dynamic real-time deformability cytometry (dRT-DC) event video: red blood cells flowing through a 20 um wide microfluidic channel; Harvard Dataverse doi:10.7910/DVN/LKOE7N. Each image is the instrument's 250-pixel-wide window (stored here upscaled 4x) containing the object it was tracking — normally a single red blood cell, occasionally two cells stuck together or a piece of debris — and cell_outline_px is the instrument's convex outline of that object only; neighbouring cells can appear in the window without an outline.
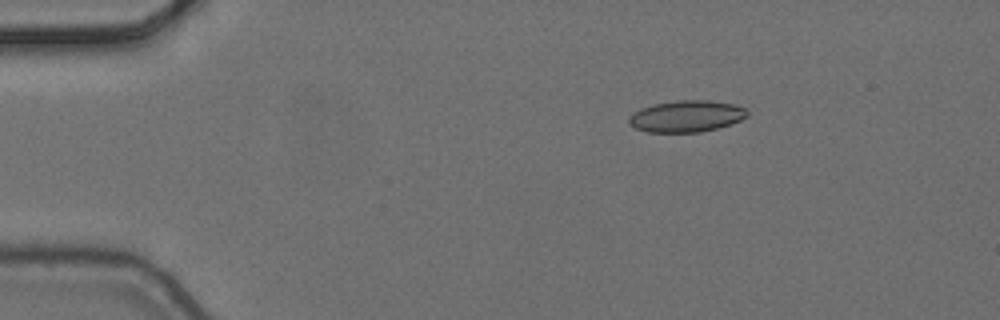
{"species": "common noctule bat (a hibernating species)", "species_latin": "Nyctalus noctula", "temperature_condition": "cold", "stored_images_in_passage": 3, "camera_frame_rate_fps": 3000, "um_per_image_px": 0.085, "animal": {"sex": "female", "body_mass_g": 24.6, "forearm_length_mm": 56.2}, "frame": {"image": 1, "passage_image": 1, "time_ms": 0.0, "image_size_px": [1000, 320], "cell_outline_px": [[748, 116], [732, 124], [700, 132], [648, 132], [636, 128], [628, 124], [628, 116], [632, 112], [640, 108], [652, 104], [680, 100], [708, 100], [732, 104], [744, 108], [748, 112]], "centroid_in_image_um": [58.3, 9.88], "position_along_channel_um": 26.7, "area_um2": 21.85}}